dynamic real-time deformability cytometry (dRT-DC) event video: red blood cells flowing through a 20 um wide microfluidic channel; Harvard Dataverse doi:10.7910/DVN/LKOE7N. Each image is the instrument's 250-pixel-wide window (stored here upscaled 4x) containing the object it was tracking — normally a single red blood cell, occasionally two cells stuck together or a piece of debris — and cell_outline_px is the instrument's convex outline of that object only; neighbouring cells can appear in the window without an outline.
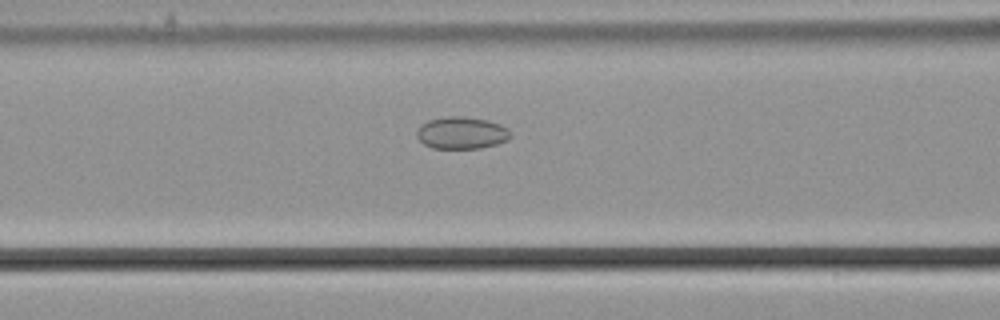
{"species": "common noctule bat (a hibernating species)", "species_latin": "Nyctalus noctula", "temperature_condition": "cold", "stored_images_in_passage": 41, "camera_frame_rate_fps": 3000, "um_per_image_px": 0.085, "animal": {"sex": "male", "body_mass_g": 21.5, "forearm_length_mm": 52.0}, "frame": {"image": 1, "passage_image": 8, "time_ms": 2.333, "image_size_px": [1000, 320], "cell_outline_px": [[512, 136], [508, 140], [496, 144], [480, 148], [432, 148], [424, 144], [416, 136], [416, 132], [420, 124], [428, 120], [448, 116], [464, 116], [488, 120], [500, 124], [508, 128], [512, 132]], "centroid_in_image_um": [39.25, 11.28], "position_along_channel_um": 127.3, "area_um2": 17.74}}
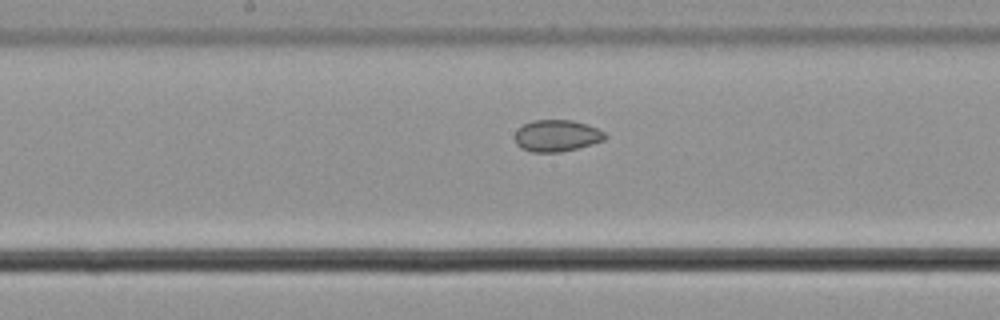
{"frame": {"image": 2, "passage_image": 14, "time_ms": 4.333, "image_size_px": [1000, 320], "cell_outline_px": [[608, 136], [604, 140], [592, 144], [560, 152], [532, 152], [520, 148], [516, 144], [512, 136], [516, 128], [532, 120], [572, 120], [596, 128], [604, 132]], "centroid_in_image_um": [47.25, 11.54], "position_along_channel_um": 201.0, "area_um2": 16.82}}
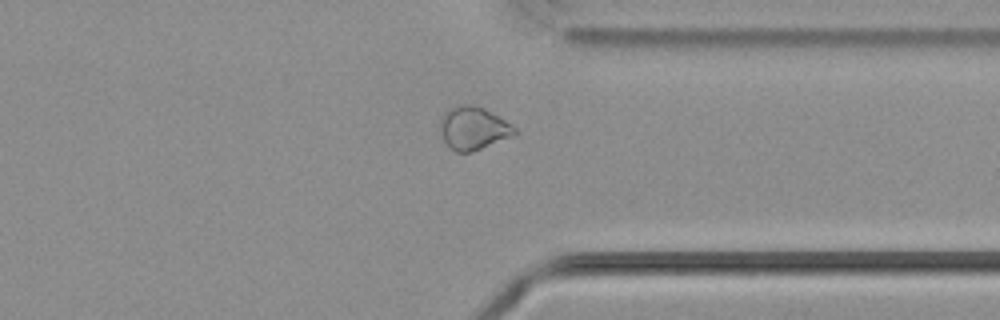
{"frame": {"image": 3, "passage_image": 28, "time_ms": 9.0, "image_size_px": [1000, 320], "cell_outline_px": [[516, 136], [472, 152], [456, 152], [444, 140], [440, 132], [440, 116], [448, 108], [456, 104], [472, 104], [484, 108], [492, 112], [512, 124], [516, 128]], "centroid_in_image_um": [40.25, 10.88], "position_along_channel_um": 371.2, "area_um2": 19.07}, "authors_computed_cell_mechanics": {"area_um2": 17.8602, "velocity_mm_per_s": 3.679, "shape_relaxation_time_tau1_ms": null, "shape_relaxation_time_tau2_ms": 3.086, "deformation_change_tau1": null, "deformation_change_tau2": 0.0549}}